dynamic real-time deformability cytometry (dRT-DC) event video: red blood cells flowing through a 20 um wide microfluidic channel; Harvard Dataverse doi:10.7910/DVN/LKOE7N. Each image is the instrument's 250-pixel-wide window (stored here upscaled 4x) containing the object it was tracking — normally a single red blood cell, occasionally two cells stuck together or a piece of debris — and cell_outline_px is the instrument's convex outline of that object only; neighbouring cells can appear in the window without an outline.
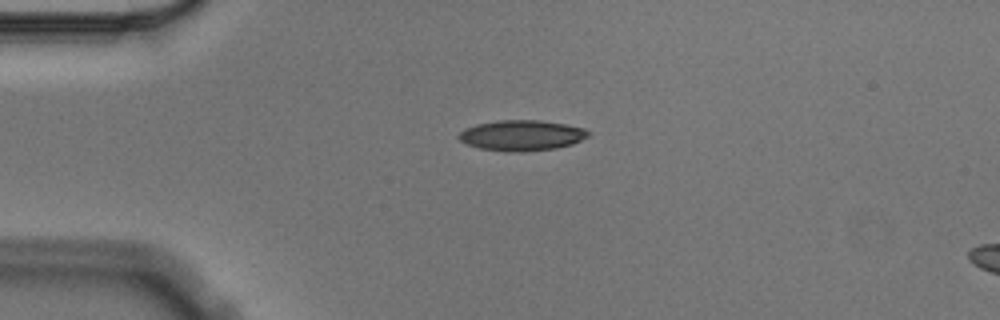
{"species": "Egyptian fruit bat (a non-hibernating species)", "species_latin": "Rousettus aegyptiacus", "temperature_condition": "cold", "stored_images_in_passage": 3, "segment_of_instrument_passage": [1, 2], "camera_frame_rate_fps": 3000, "um_per_image_px": 0.085, "animal": {"sex": "male"}, "frame": {"image": 1, "passage_image": 1, "time_ms": 0.0, "image_size_px": [1000, 320], "cell_outline_px": [[592, 136], [572, 144], [556, 148], [524, 152], [520, 152], [480, 148], [468, 144], [460, 140], [456, 136], [464, 128], [476, 124], [496, 120], [540, 120], [564, 124], [584, 128], [592, 132]], "centroid_in_image_um": [44.38, 11.5], "position_along_channel_um": 40.6, "area_um2": 23.18}}